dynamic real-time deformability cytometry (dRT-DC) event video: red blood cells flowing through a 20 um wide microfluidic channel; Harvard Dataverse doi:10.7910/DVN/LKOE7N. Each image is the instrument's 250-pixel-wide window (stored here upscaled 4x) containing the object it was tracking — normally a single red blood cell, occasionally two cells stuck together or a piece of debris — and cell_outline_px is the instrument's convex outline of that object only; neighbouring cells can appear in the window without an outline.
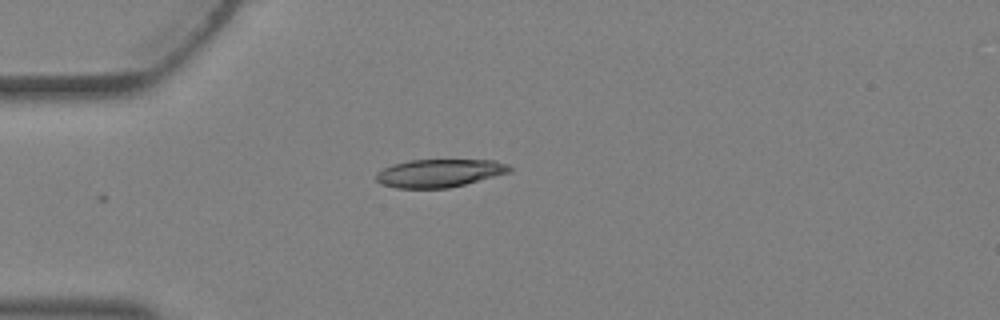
{"species": "Egyptian fruit bat (a non-hibernating species)", "species_latin": "Rousettus aegyptiacus", "temperature_condition": "warm", "stored_images_in_passage": 2, "camera_frame_rate_fps": 3000, "um_per_image_px": 0.085, "animal": {"sex": "female"}, "frame": {"image": 1, "passage_image": 1, "time_ms": 0.0, "image_size_px": [1000, 320], "cell_outline_px": [[512, 172], [448, 188], [396, 188], [380, 184], [376, 180], [376, 172], [392, 164], [412, 160], [492, 160], [508, 164], [512, 168]], "centroid_in_image_um": [37.34, 14.71], "position_along_channel_um": 47.7, "area_um2": 21.79}}